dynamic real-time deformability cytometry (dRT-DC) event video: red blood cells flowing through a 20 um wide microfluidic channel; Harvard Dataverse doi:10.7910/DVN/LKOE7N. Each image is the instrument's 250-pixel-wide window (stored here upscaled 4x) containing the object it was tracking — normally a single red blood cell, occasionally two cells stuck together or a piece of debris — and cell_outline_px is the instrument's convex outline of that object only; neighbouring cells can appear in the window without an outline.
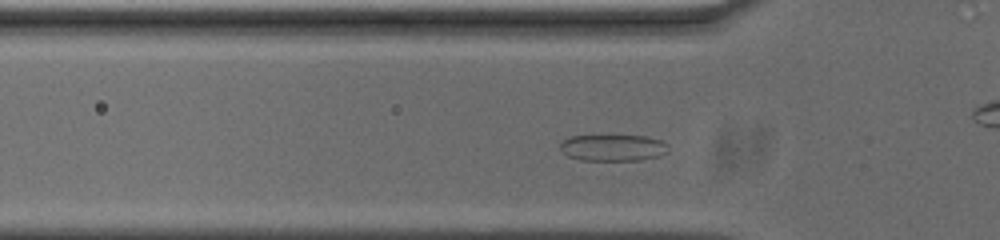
{"species": "common noctule bat (a hibernating species)", "species_latin": "Nyctalus noctula", "temperature_condition": "cold", "stored_images_in_passage": 51, "camera_frame_rate_fps": 3000, "um_per_image_px": 0.085, "animal": {"sex": "male", "body_mass_g": 20.0, "forearm_length_mm": 53.3}, "frame": {"image": 1, "passage_image": 12, "time_ms": 3.667, "image_size_px": [1000, 240], "cell_outline_px": [[668, 152], [660, 156], [640, 160], [580, 160], [568, 156], [560, 148], [560, 144], [568, 136], [644, 136], [660, 140], [668, 144]], "centroid_in_image_um": [52.12, 12.56], "position_along_channel_um": 73.7, "area_um2": 16.65}}
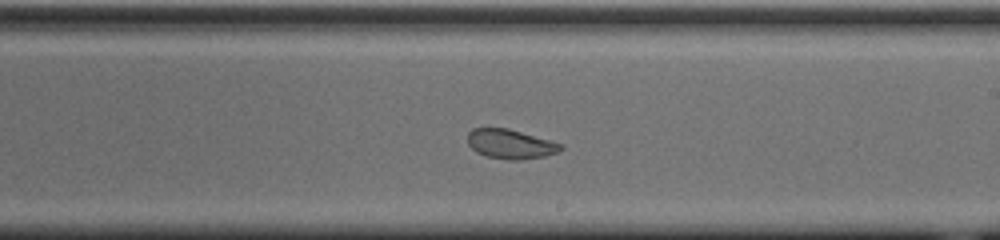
{"frame": {"image": 2, "passage_image": 26, "time_ms": 8.333, "image_size_px": [1000, 240], "cell_outline_px": [[564, 148], [560, 152], [544, 156], [520, 160], [508, 160], [488, 156], [476, 152], [468, 144], [468, 132], [472, 128], [508, 128], [548, 140], [560, 144]], "centroid_in_image_um": [43.37, 12.25], "position_along_channel_um": 245.6, "area_um2": 15.84}}
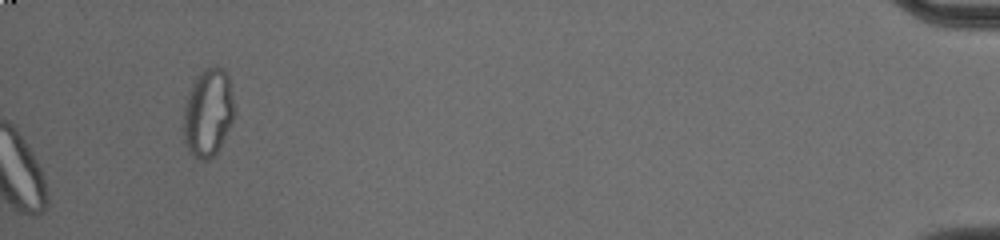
{"frame": {"image": 3, "passage_image": 51, "time_ms": 16.667, "image_size_px": [1000, 240], "cell_outline_px": [[232, 120], [216, 156], [208, 160], [200, 160], [188, 152], [184, 144], [184, 108], [188, 92], [196, 76], [204, 68], [216, 64], [224, 68], [228, 76], [232, 96]], "centroid_in_image_um": [17.66, 9.58], "position_along_channel_um": 417.5, "area_um2": 26.13}, "authors_computed_cell_mechanics": {"area_um2": 19.4786, "velocity_mm_per_s": 3.6823, "shape_relaxation_time_tau1_ms": 4.4814, "shape_relaxation_time_tau2_ms": 1.908, "deformation_change_tau1": 0.1094, "deformation_change_tau2": 0.0685}}